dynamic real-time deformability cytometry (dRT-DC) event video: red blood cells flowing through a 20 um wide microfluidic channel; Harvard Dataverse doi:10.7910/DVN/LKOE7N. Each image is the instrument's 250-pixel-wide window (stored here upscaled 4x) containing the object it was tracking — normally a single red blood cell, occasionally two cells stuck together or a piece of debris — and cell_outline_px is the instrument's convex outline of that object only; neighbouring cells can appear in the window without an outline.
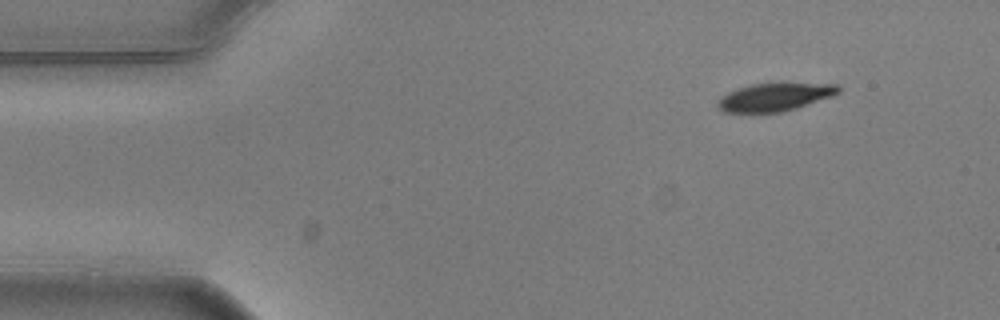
{"species": "common noctule bat (a hibernating species)", "species_latin": "Nyctalus noctula", "temperature_condition": "warm", "stored_images_in_passage": 6, "camera_frame_rate_fps": 3000, "um_per_image_px": 0.085, "animal": {"sex": "male", "body_mass_g": 20.5, "forearm_length_mm": 52.5}, "frame": {"image": 1, "passage_image": 1, "time_ms": 0.0, "image_size_px": [1000, 320], "cell_outline_px": [[840, 92], [832, 96], [796, 108], [780, 112], [724, 112], [716, 104], [720, 96], [736, 88], [752, 84], [840, 84]], "centroid_in_image_um": [65.83, 8.25], "position_along_channel_um": 19.2, "area_um2": 19.36}}
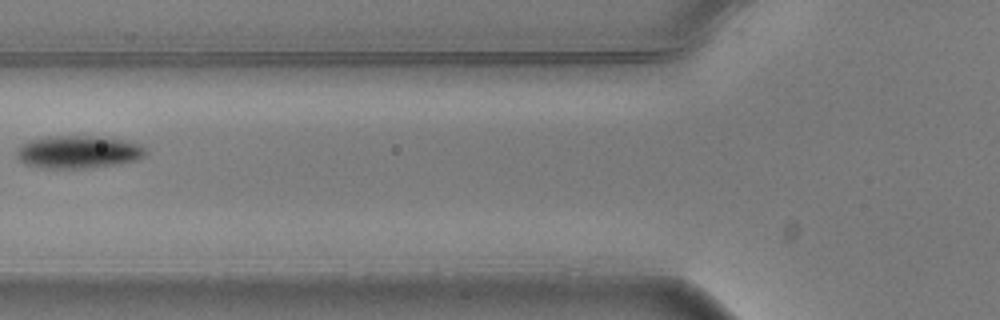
{"frame": {"image": 2, "passage_image": 5, "time_ms": 1.333, "image_size_px": [1000, 320], "cell_outline_px": [[148, 152], [144, 156], [136, 160], [112, 164], [84, 168], [40, 168], [24, 164], [16, 156], [16, 148], [20, 144], [28, 140], [44, 136], [100, 136], [140, 144]], "centroid_in_image_um": [6.57, 12.9], "position_along_channel_um": 119.2, "area_um2": 24.68}}
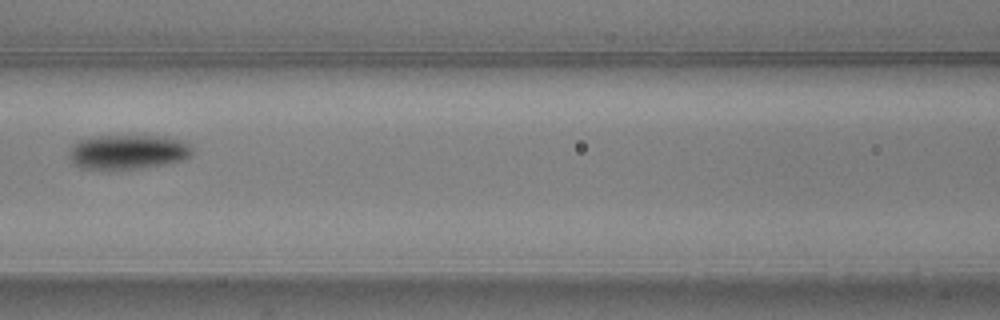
{"frame": {"image": 3, "passage_image": 6, "time_ms": 1.667, "image_size_px": [1000, 320], "cell_outline_px": [[192, 152], [184, 160], [164, 164], [136, 168], [80, 168], [68, 156], [68, 152], [72, 144], [80, 140], [100, 136], [164, 136], [184, 140], [192, 148]], "centroid_in_image_um": [10.88, 12.89], "position_along_channel_um": 155.7, "area_um2": 24.45}}